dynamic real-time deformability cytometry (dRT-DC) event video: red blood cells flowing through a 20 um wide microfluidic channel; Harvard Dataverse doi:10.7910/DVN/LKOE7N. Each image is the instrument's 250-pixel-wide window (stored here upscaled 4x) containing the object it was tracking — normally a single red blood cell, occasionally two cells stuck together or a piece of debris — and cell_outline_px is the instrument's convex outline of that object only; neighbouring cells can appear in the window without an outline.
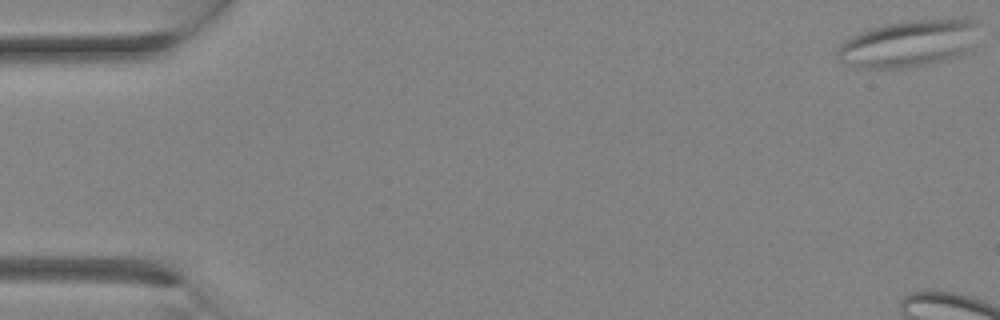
{"species": "Egyptian fruit bat (a non-hibernating species)", "species_latin": "Rousettus aegyptiacus", "temperature_condition": "room temperature", "stored_images_in_passage": 5, "camera_frame_rate_fps": 3000, "um_per_image_px": 0.085, "animal": {"sex": "female"}, "frame": {"image": 1, "passage_image": 1, "time_ms": 0.0, "image_size_px": [1000, 320], "cell_outline_px": [[976, 24], [968, 48], [964, 52], [956, 56], [944, 60], [904, 68], [860, 68], [840, 60], [836, 52], [840, 44], [844, 40], [860, 32], [884, 24], [908, 20], [968, 16], [976, 20]], "centroid_in_image_um": [77.21, 3.65], "position_along_channel_um": 7.8, "area_um2": 38.38}}